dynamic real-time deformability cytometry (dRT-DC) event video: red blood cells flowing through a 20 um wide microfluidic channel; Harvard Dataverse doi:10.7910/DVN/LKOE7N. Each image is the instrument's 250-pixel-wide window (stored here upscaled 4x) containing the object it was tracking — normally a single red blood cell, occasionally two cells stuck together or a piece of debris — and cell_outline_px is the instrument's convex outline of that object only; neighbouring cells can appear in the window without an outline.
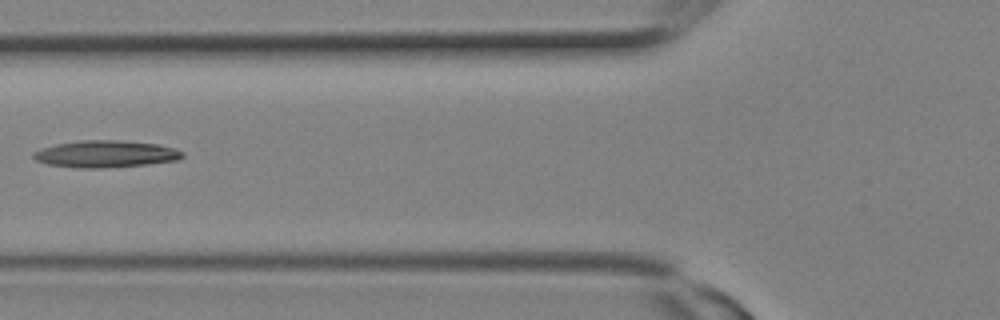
{"species": "Egyptian fruit bat (a non-hibernating species)", "species_latin": "Rousettus aegyptiacus", "temperature_condition": "room temperature", "stored_images_in_passage": 11, "camera_frame_rate_fps": 3000, "um_per_image_px": 0.085, "animal": {"sex": "female"}, "frame": {"image": 1, "passage_image": 4, "time_ms": 1.0, "image_size_px": [1000, 320], "cell_outline_px": [[184, 156], [176, 160], [148, 164], [100, 168], [76, 168], [48, 164], [36, 160], [32, 156], [32, 152], [40, 148], [56, 144], [80, 140], [112, 140], [156, 144], [172, 148], [184, 152]], "centroid_in_image_um": [8.92, 13.09], "position_along_channel_um": 116.9, "area_um2": 23.24}}
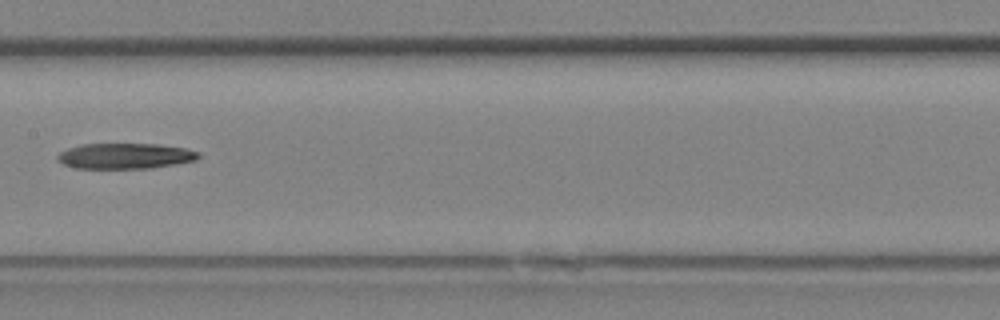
{"frame": {"image": 2, "passage_image": 7, "time_ms": 2.0, "image_size_px": [1000, 320], "cell_outline_px": [[200, 156], [196, 160], [152, 168], [76, 168], [64, 164], [56, 156], [60, 152], [68, 148], [84, 144], [156, 144], [184, 148], [200, 152]], "centroid_in_image_um": [10.66, 13.25], "position_along_channel_um": 196.7, "area_um2": 20.81}}
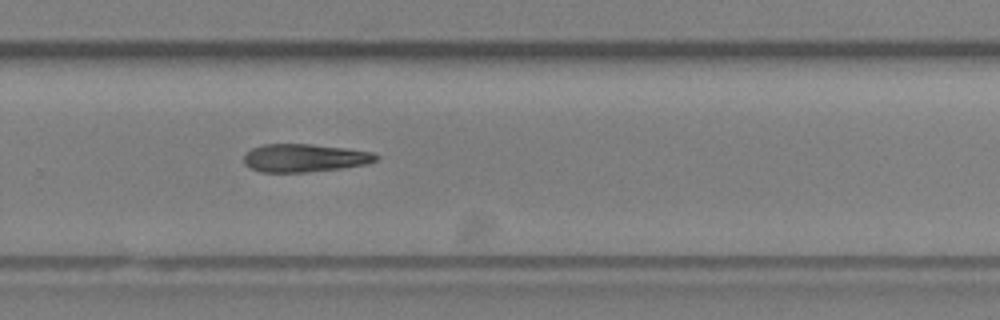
{"frame": {"image": 3, "passage_image": 11, "time_ms": 3.333, "image_size_px": [1000, 320], "cell_outline_px": [[380, 156], [376, 160], [368, 164], [340, 168], [304, 172], [260, 172], [244, 164], [244, 152], [252, 148], [264, 144], [312, 144], [344, 148], [372, 152]], "centroid_in_image_um": [25.86, 13.42], "position_along_channel_um": 303.9, "area_um2": 21.56}}